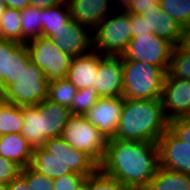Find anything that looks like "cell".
I'll use <instances>...</instances> for the list:
<instances>
[{
    "mask_svg": "<svg viewBox=\"0 0 190 190\" xmlns=\"http://www.w3.org/2000/svg\"><path fill=\"white\" fill-rule=\"evenodd\" d=\"M159 167L155 142L108 140L99 169L126 187H147Z\"/></svg>",
    "mask_w": 190,
    "mask_h": 190,
    "instance_id": "1",
    "label": "cell"
},
{
    "mask_svg": "<svg viewBox=\"0 0 190 190\" xmlns=\"http://www.w3.org/2000/svg\"><path fill=\"white\" fill-rule=\"evenodd\" d=\"M169 126L162 99H124L115 138L157 143Z\"/></svg>",
    "mask_w": 190,
    "mask_h": 190,
    "instance_id": "2",
    "label": "cell"
},
{
    "mask_svg": "<svg viewBox=\"0 0 190 190\" xmlns=\"http://www.w3.org/2000/svg\"><path fill=\"white\" fill-rule=\"evenodd\" d=\"M124 99H161L166 72L142 61L122 60Z\"/></svg>",
    "mask_w": 190,
    "mask_h": 190,
    "instance_id": "3",
    "label": "cell"
},
{
    "mask_svg": "<svg viewBox=\"0 0 190 190\" xmlns=\"http://www.w3.org/2000/svg\"><path fill=\"white\" fill-rule=\"evenodd\" d=\"M115 13L108 14L92 31L93 50L103 55L121 56L132 38L130 13Z\"/></svg>",
    "mask_w": 190,
    "mask_h": 190,
    "instance_id": "4",
    "label": "cell"
},
{
    "mask_svg": "<svg viewBox=\"0 0 190 190\" xmlns=\"http://www.w3.org/2000/svg\"><path fill=\"white\" fill-rule=\"evenodd\" d=\"M49 81L44 72L32 61L16 79L3 90L4 96L10 104L17 106L37 105L48 98Z\"/></svg>",
    "mask_w": 190,
    "mask_h": 190,
    "instance_id": "5",
    "label": "cell"
},
{
    "mask_svg": "<svg viewBox=\"0 0 190 190\" xmlns=\"http://www.w3.org/2000/svg\"><path fill=\"white\" fill-rule=\"evenodd\" d=\"M61 137L71 147L88 154L98 165L103 160L108 139L84 115L71 114Z\"/></svg>",
    "mask_w": 190,
    "mask_h": 190,
    "instance_id": "6",
    "label": "cell"
},
{
    "mask_svg": "<svg viewBox=\"0 0 190 190\" xmlns=\"http://www.w3.org/2000/svg\"><path fill=\"white\" fill-rule=\"evenodd\" d=\"M26 44L31 61L44 72L49 82L67 77L73 57L57 48L53 40L40 36Z\"/></svg>",
    "mask_w": 190,
    "mask_h": 190,
    "instance_id": "7",
    "label": "cell"
},
{
    "mask_svg": "<svg viewBox=\"0 0 190 190\" xmlns=\"http://www.w3.org/2000/svg\"><path fill=\"white\" fill-rule=\"evenodd\" d=\"M173 45L154 33L143 34L131 38L125 52L121 55L122 60L142 61L156 65L168 72Z\"/></svg>",
    "mask_w": 190,
    "mask_h": 190,
    "instance_id": "8",
    "label": "cell"
},
{
    "mask_svg": "<svg viewBox=\"0 0 190 190\" xmlns=\"http://www.w3.org/2000/svg\"><path fill=\"white\" fill-rule=\"evenodd\" d=\"M161 99L169 121L190 117V80L173 78L166 73Z\"/></svg>",
    "mask_w": 190,
    "mask_h": 190,
    "instance_id": "9",
    "label": "cell"
},
{
    "mask_svg": "<svg viewBox=\"0 0 190 190\" xmlns=\"http://www.w3.org/2000/svg\"><path fill=\"white\" fill-rule=\"evenodd\" d=\"M123 106L122 96L99 98L84 116L105 138L110 140L115 138Z\"/></svg>",
    "mask_w": 190,
    "mask_h": 190,
    "instance_id": "10",
    "label": "cell"
},
{
    "mask_svg": "<svg viewBox=\"0 0 190 190\" xmlns=\"http://www.w3.org/2000/svg\"><path fill=\"white\" fill-rule=\"evenodd\" d=\"M124 75L121 56L100 53L95 92L100 98L120 97L123 94Z\"/></svg>",
    "mask_w": 190,
    "mask_h": 190,
    "instance_id": "11",
    "label": "cell"
},
{
    "mask_svg": "<svg viewBox=\"0 0 190 190\" xmlns=\"http://www.w3.org/2000/svg\"><path fill=\"white\" fill-rule=\"evenodd\" d=\"M159 166L172 171L190 174V146L170 129L158 140Z\"/></svg>",
    "mask_w": 190,
    "mask_h": 190,
    "instance_id": "12",
    "label": "cell"
},
{
    "mask_svg": "<svg viewBox=\"0 0 190 190\" xmlns=\"http://www.w3.org/2000/svg\"><path fill=\"white\" fill-rule=\"evenodd\" d=\"M50 39L57 48L73 58L93 49L92 31L72 19Z\"/></svg>",
    "mask_w": 190,
    "mask_h": 190,
    "instance_id": "13",
    "label": "cell"
},
{
    "mask_svg": "<svg viewBox=\"0 0 190 190\" xmlns=\"http://www.w3.org/2000/svg\"><path fill=\"white\" fill-rule=\"evenodd\" d=\"M42 148L55 158L65 160L73 172L90 176L99 168L88 154L71 147L61 136L49 138Z\"/></svg>",
    "mask_w": 190,
    "mask_h": 190,
    "instance_id": "14",
    "label": "cell"
},
{
    "mask_svg": "<svg viewBox=\"0 0 190 190\" xmlns=\"http://www.w3.org/2000/svg\"><path fill=\"white\" fill-rule=\"evenodd\" d=\"M31 61L26 43L7 40L4 43L2 62V85L3 90L8 84L16 82V79Z\"/></svg>",
    "mask_w": 190,
    "mask_h": 190,
    "instance_id": "15",
    "label": "cell"
},
{
    "mask_svg": "<svg viewBox=\"0 0 190 190\" xmlns=\"http://www.w3.org/2000/svg\"><path fill=\"white\" fill-rule=\"evenodd\" d=\"M99 64L100 53L92 49L86 54L73 58L66 78L77 90L85 88H93L95 90V80L98 75Z\"/></svg>",
    "mask_w": 190,
    "mask_h": 190,
    "instance_id": "16",
    "label": "cell"
},
{
    "mask_svg": "<svg viewBox=\"0 0 190 190\" xmlns=\"http://www.w3.org/2000/svg\"><path fill=\"white\" fill-rule=\"evenodd\" d=\"M114 0H76L68 7L70 18L93 31L110 14Z\"/></svg>",
    "mask_w": 190,
    "mask_h": 190,
    "instance_id": "17",
    "label": "cell"
},
{
    "mask_svg": "<svg viewBox=\"0 0 190 190\" xmlns=\"http://www.w3.org/2000/svg\"><path fill=\"white\" fill-rule=\"evenodd\" d=\"M141 16L144 17L148 30L158 37L168 40L173 46L178 44L184 28L161 10L159 4L155 6V9H149Z\"/></svg>",
    "mask_w": 190,
    "mask_h": 190,
    "instance_id": "18",
    "label": "cell"
},
{
    "mask_svg": "<svg viewBox=\"0 0 190 190\" xmlns=\"http://www.w3.org/2000/svg\"><path fill=\"white\" fill-rule=\"evenodd\" d=\"M41 110L42 134L48 139L60 137L71 115L70 109L66 106L44 99L37 104Z\"/></svg>",
    "mask_w": 190,
    "mask_h": 190,
    "instance_id": "19",
    "label": "cell"
},
{
    "mask_svg": "<svg viewBox=\"0 0 190 190\" xmlns=\"http://www.w3.org/2000/svg\"><path fill=\"white\" fill-rule=\"evenodd\" d=\"M32 152V147L21 133L0 136V156L13 161L22 169L30 166Z\"/></svg>",
    "mask_w": 190,
    "mask_h": 190,
    "instance_id": "20",
    "label": "cell"
},
{
    "mask_svg": "<svg viewBox=\"0 0 190 190\" xmlns=\"http://www.w3.org/2000/svg\"><path fill=\"white\" fill-rule=\"evenodd\" d=\"M30 167L53 180L65 174L73 173L71 168L66 165L65 160L55 158L42 147L33 149Z\"/></svg>",
    "mask_w": 190,
    "mask_h": 190,
    "instance_id": "21",
    "label": "cell"
},
{
    "mask_svg": "<svg viewBox=\"0 0 190 190\" xmlns=\"http://www.w3.org/2000/svg\"><path fill=\"white\" fill-rule=\"evenodd\" d=\"M41 110L37 105L23 106V127L21 135L32 149L42 147L48 138L42 134Z\"/></svg>",
    "mask_w": 190,
    "mask_h": 190,
    "instance_id": "22",
    "label": "cell"
},
{
    "mask_svg": "<svg viewBox=\"0 0 190 190\" xmlns=\"http://www.w3.org/2000/svg\"><path fill=\"white\" fill-rule=\"evenodd\" d=\"M147 188L149 190H190V174L159 166Z\"/></svg>",
    "mask_w": 190,
    "mask_h": 190,
    "instance_id": "23",
    "label": "cell"
},
{
    "mask_svg": "<svg viewBox=\"0 0 190 190\" xmlns=\"http://www.w3.org/2000/svg\"><path fill=\"white\" fill-rule=\"evenodd\" d=\"M71 20L70 10L62 3L53 7L42 9V36L50 38Z\"/></svg>",
    "mask_w": 190,
    "mask_h": 190,
    "instance_id": "24",
    "label": "cell"
},
{
    "mask_svg": "<svg viewBox=\"0 0 190 190\" xmlns=\"http://www.w3.org/2000/svg\"><path fill=\"white\" fill-rule=\"evenodd\" d=\"M22 43L42 36V9L28 6L20 10Z\"/></svg>",
    "mask_w": 190,
    "mask_h": 190,
    "instance_id": "25",
    "label": "cell"
},
{
    "mask_svg": "<svg viewBox=\"0 0 190 190\" xmlns=\"http://www.w3.org/2000/svg\"><path fill=\"white\" fill-rule=\"evenodd\" d=\"M0 36L22 43L20 10L7 7L0 19Z\"/></svg>",
    "mask_w": 190,
    "mask_h": 190,
    "instance_id": "26",
    "label": "cell"
},
{
    "mask_svg": "<svg viewBox=\"0 0 190 190\" xmlns=\"http://www.w3.org/2000/svg\"><path fill=\"white\" fill-rule=\"evenodd\" d=\"M23 120V106L8 103L0 114V136L20 133Z\"/></svg>",
    "mask_w": 190,
    "mask_h": 190,
    "instance_id": "27",
    "label": "cell"
},
{
    "mask_svg": "<svg viewBox=\"0 0 190 190\" xmlns=\"http://www.w3.org/2000/svg\"><path fill=\"white\" fill-rule=\"evenodd\" d=\"M77 88L67 79H59L49 82L48 98L50 101L71 107Z\"/></svg>",
    "mask_w": 190,
    "mask_h": 190,
    "instance_id": "28",
    "label": "cell"
},
{
    "mask_svg": "<svg viewBox=\"0 0 190 190\" xmlns=\"http://www.w3.org/2000/svg\"><path fill=\"white\" fill-rule=\"evenodd\" d=\"M159 6L183 28L190 26V0H159Z\"/></svg>",
    "mask_w": 190,
    "mask_h": 190,
    "instance_id": "29",
    "label": "cell"
},
{
    "mask_svg": "<svg viewBox=\"0 0 190 190\" xmlns=\"http://www.w3.org/2000/svg\"><path fill=\"white\" fill-rule=\"evenodd\" d=\"M167 73L173 78L190 80V53L174 46Z\"/></svg>",
    "mask_w": 190,
    "mask_h": 190,
    "instance_id": "30",
    "label": "cell"
},
{
    "mask_svg": "<svg viewBox=\"0 0 190 190\" xmlns=\"http://www.w3.org/2000/svg\"><path fill=\"white\" fill-rule=\"evenodd\" d=\"M86 190H124L126 186L119 180L103 173L99 168L85 179Z\"/></svg>",
    "mask_w": 190,
    "mask_h": 190,
    "instance_id": "31",
    "label": "cell"
},
{
    "mask_svg": "<svg viewBox=\"0 0 190 190\" xmlns=\"http://www.w3.org/2000/svg\"><path fill=\"white\" fill-rule=\"evenodd\" d=\"M99 98L93 88L77 90L69 108L71 114L85 115L97 103Z\"/></svg>",
    "mask_w": 190,
    "mask_h": 190,
    "instance_id": "32",
    "label": "cell"
},
{
    "mask_svg": "<svg viewBox=\"0 0 190 190\" xmlns=\"http://www.w3.org/2000/svg\"><path fill=\"white\" fill-rule=\"evenodd\" d=\"M20 175L26 180L29 190H54L53 179L34 171L30 166L24 167Z\"/></svg>",
    "mask_w": 190,
    "mask_h": 190,
    "instance_id": "33",
    "label": "cell"
},
{
    "mask_svg": "<svg viewBox=\"0 0 190 190\" xmlns=\"http://www.w3.org/2000/svg\"><path fill=\"white\" fill-rule=\"evenodd\" d=\"M86 177L76 172L65 174L53 180L54 190H78L84 184Z\"/></svg>",
    "mask_w": 190,
    "mask_h": 190,
    "instance_id": "34",
    "label": "cell"
},
{
    "mask_svg": "<svg viewBox=\"0 0 190 190\" xmlns=\"http://www.w3.org/2000/svg\"><path fill=\"white\" fill-rule=\"evenodd\" d=\"M21 170L18 164L0 156V183H11L20 175Z\"/></svg>",
    "mask_w": 190,
    "mask_h": 190,
    "instance_id": "35",
    "label": "cell"
},
{
    "mask_svg": "<svg viewBox=\"0 0 190 190\" xmlns=\"http://www.w3.org/2000/svg\"><path fill=\"white\" fill-rule=\"evenodd\" d=\"M169 129L190 146V117H182L170 121Z\"/></svg>",
    "mask_w": 190,
    "mask_h": 190,
    "instance_id": "36",
    "label": "cell"
},
{
    "mask_svg": "<svg viewBox=\"0 0 190 190\" xmlns=\"http://www.w3.org/2000/svg\"><path fill=\"white\" fill-rule=\"evenodd\" d=\"M131 17V36L139 37L143 34L153 33L151 30L147 29L146 21L144 17L138 14H130Z\"/></svg>",
    "mask_w": 190,
    "mask_h": 190,
    "instance_id": "37",
    "label": "cell"
},
{
    "mask_svg": "<svg viewBox=\"0 0 190 190\" xmlns=\"http://www.w3.org/2000/svg\"><path fill=\"white\" fill-rule=\"evenodd\" d=\"M158 4L159 0H137L132 3L127 12L141 15L149 9H155V6Z\"/></svg>",
    "mask_w": 190,
    "mask_h": 190,
    "instance_id": "38",
    "label": "cell"
},
{
    "mask_svg": "<svg viewBox=\"0 0 190 190\" xmlns=\"http://www.w3.org/2000/svg\"><path fill=\"white\" fill-rule=\"evenodd\" d=\"M181 51L190 53V26L185 27L176 45Z\"/></svg>",
    "mask_w": 190,
    "mask_h": 190,
    "instance_id": "39",
    "label": "cell"
},
{
    "mask_svg": "<svg viewBox=\"0 0 190 190\" xmlns=\"http://www.w3.org/2000/svg\"><path fill=\"white\" fill-rule=\"evenodd\" d=\"M61 0H30V6L46 9L61 4Z\"/></svg>",
    "mask_w": 190,
    "mask_h": 190,
    "instance_id": "40",
    "label": "cell"
},
{
    "mask_svg": "<svg viewBox=\"0 0 190 190\" xmlns=\"http://www.w3.org/2000/svg\"><path fill=\"white\" fill-rule=\"evenodd\" d=\"M9 185V190H29L26 180L19 175Z\"/></svg>",
    "mask_w": 190,
    "mask_h": 190,
    "instance_id": "41",
    "label": "cell"
},
{
    "mask_svg": "<svg viewBox=\"0 0 190 190\" xmlns=\"http://www.w3.org/2000/svg\"><path fill=\"white\" fill-rule=\"evenodd\" d=\"M6 7H11L17 10H22L30 6V0H3Z\"/></svg>",
    "mask_w": 190,
    "mask_h": 190,
    "instance_id": "42",
    "label": "cell"
},
{
    "mask_svg": "<svg viewBox=\"0 0 190 190\" xmlns=\"http://www.w3.org/2000/svg\"><path fill=\"white\" fill-rule=\"evenodd\" d=\"M134 1L136 0H114V2L117 5V9L120 7L118 11L119 10L127 11Z\"/></svg>",
    "mask_w": 190,
    "mask_h": 190,
    "instance_id": "43",
    "label": "cell"
},
{
    "mask_svg": "<svg viewBox=\"0 0 190 190\" xmlns=\"http://www.w3.org/2000/svg\"><path fill=\"white\" fill-rule=\"evenodd\" d=\"M7 39H4L0 36V86L2 85V62H3V50H4V43Z\"/></svg>",
    "mask_w": 190,
    "mask_h": 190,
    "instance_id": "44",
    "label": "cell"
},
{
    "mask_svg": "<svg viewBox=\"0 0 190 190\" xmlns=\"http://www.w3.org/2000/svg\"><path fill=\"white\" fill-rule=\"evenodd\" d=\"M7 98L4 96L2 90H0V114L3 108L8 104Z\"/></svg>",
    "mask_w": 190,
    "mask_h": 190,
    "instance_id": "45",
    "label": "cell"
},
{
    "mask_svg": "<svg viewBox=\"0 0 190 190\" xmlns=\"http://www.w3.org/2000/svg\"><path fill=\"white\" fill-rule=\"evenodd\" d=\"M6 8L7 7H6L5 2L3 0H0V19H1V16H2V14H3V12L5 11Z\"/></svg>",
    "mask_w": 190,
    "mask_h": 190,
    "instance_id": "46",
    "label": "cell"
},
{
    "mask_svg": "<svg viewBox=\"0 0 190 190\" xmlns=\"http://www.w3.org/2000/svg\"><path fill=\"white\" fill-rule=\"evenodd\" d=\"M124 190H149L147 187H126Z\"/></svg>",
    "mask_w": 190,
    "mask_h": 190,
    "instance_id": "47",
    "label": "cell"
},
{
    "mask_svg": "<svg viewBox=\"0 0 190 190\" xmlns=\"http://www.w3.org/2000/svg\"><path fill=\"white\" fill-rule=\"evenodd\" d=\"M0 190H9V185L6 183H0Z\"/></svg>",
    "mask_w": 190,
    "mask_h": 190,
    "instance_id": "48",
    "label": "cell"
},
{
    "mask_svg": "<svg viewBox=\"0 0 190 190\" xmlns=\"http://www.w3.org/2000/svg\"><path fill=\"white\" fill-rule=\"evenodd\" d=\"M63 5L69 6L71 3H73L76 0H61Z\"/></svg>",
    "mask_w": 190,
    "mask_h": 190,
    "instance_id": "49",
    "label": "cell"
},
{
    "mask_svg": "<svg viewBox=\"0 0 190 190\" xmlns=\"http://www.w3.org/2000/svg\"><path fill=\"white\" fill-rule=\"evenodd\" d=\"M78 190H86L85 182H84V184Z\"/></svg>",
    "mask_w": 190,
    "mask_h": 190,
    "instance_id": "50",
    "label": "cell"
}]
</instances>
